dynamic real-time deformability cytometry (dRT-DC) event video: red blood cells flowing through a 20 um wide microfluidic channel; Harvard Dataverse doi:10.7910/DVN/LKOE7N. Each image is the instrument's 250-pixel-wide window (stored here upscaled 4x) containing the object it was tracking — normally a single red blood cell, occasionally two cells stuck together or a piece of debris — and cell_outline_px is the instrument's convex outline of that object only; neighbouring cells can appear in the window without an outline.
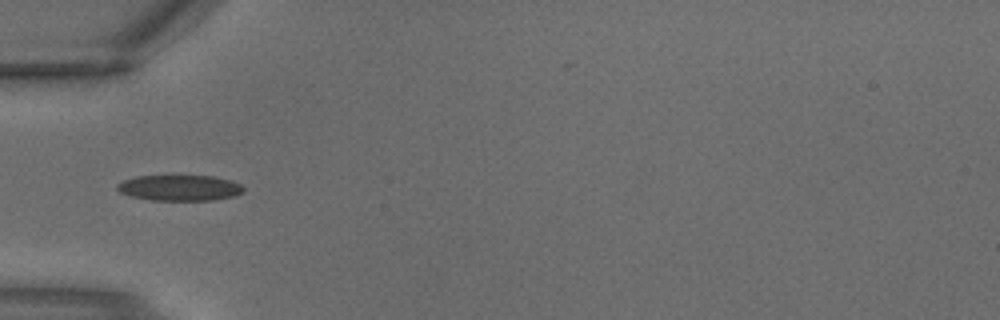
{"species": "common noctule bat (a hibernating species)", "species_latin": "Nyctalus noctula", "temperature_condition": "warm", "stored_images_in_passage": 4, "camera_frame_rate_fps": 3000, "um_per_image_px": 0.085, "animal": {"sex": "male", "body_mass_g": 18.8}, "frame": {"image": 1, "passage_image": 4, "time_ms": 1.0, "image_size_px": [1000, 320], "cell_outline_px": [[244, 192], [236, 196], [212, 200], [152, 200], [132, 196], [120, 192], [116, 188], [116, 184], [124, 180], [136, 176], [172, 172], [212, 176], [232, 180], [240, 184], [244, 188]], "centroid_in_image_um": [15.27, 15.9], "position_along_channel_um": 69.7, "area_um2": 20.06}}